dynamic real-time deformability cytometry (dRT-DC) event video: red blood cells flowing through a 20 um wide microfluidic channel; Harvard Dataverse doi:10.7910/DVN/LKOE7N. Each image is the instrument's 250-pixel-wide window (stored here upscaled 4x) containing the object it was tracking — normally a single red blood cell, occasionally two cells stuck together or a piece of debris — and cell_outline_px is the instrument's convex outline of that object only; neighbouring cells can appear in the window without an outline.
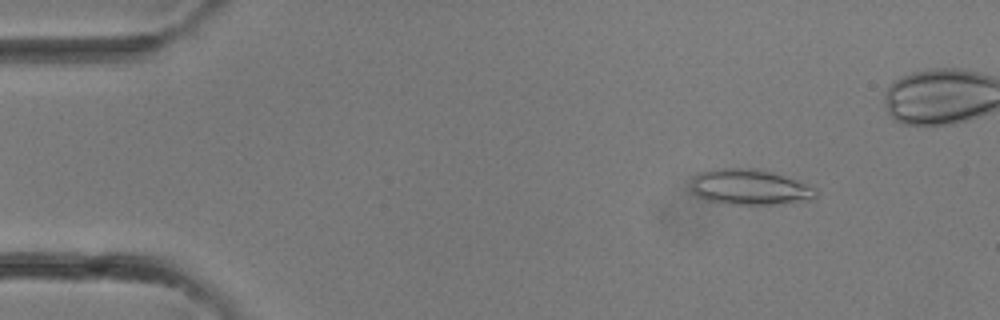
{"species": "common noctule bat (a hibernating species)", "species_latin": "Nyctalus noctula", "temperature_condition": "room temperature", "stored_images_in_passage": 34, "camera_frame_rate_fps": 3000, "um_per_image_px": 0.085, "animal": {"sex": "female"}, "frame": {"image": 1, "passage_image": 4, "time_ms": 1.0, "image_size_px": [1000, 320], "cell_outline_px": [[816, 196], [812, 200], [780, 204], [732, 204], [708, 200], [692, 192], [692, 180], [700, 172], [712, 168], [752, 168], [772, 172], [796, 180], [812, 188], [816, 192]], "centroid_in_image_um": [63.72, 15.9], "position_along_channel_um": 21.3, "area_um2": 25.55}}
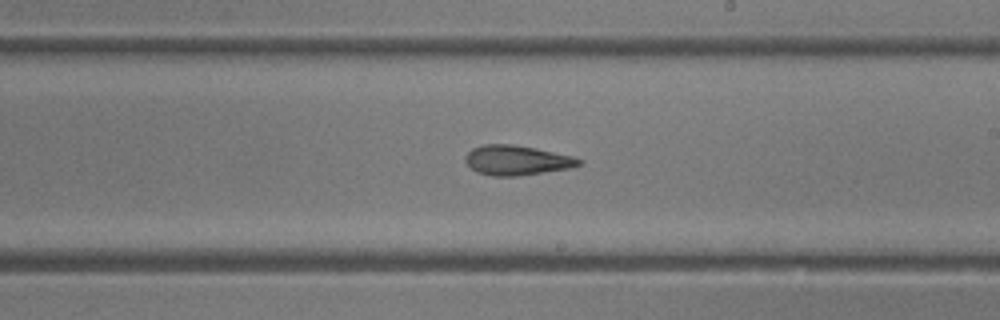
{"frame": {"image": 2, "passage_image": 19, "time_ms": 6.0, "image_size_px": [1000, 320], "cell_outline_px": [[584, 164], [572, 168], [516, 176], [492, 176], [476, 172], [464, 160], [464, 156], [472, 148], [484, 144], [512, 144], [536, 148], [572, 156], [584, 160]], "centroid_in_image_um": [43.95, 13.62], "position_along_channel_um": 245.1, "area_um2": 19.88}}
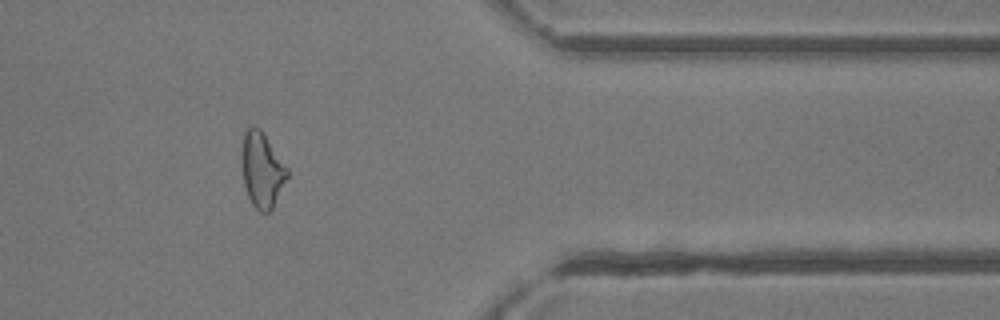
{"frame": {"image": 3, "passage_image": 27, "time_ms": 8.667, "image_size_px": [1000, 320], "cell_outline_px": [[288, 176], [272, 208], [268, 212], [260, 212], [252, 204], [248, 196], [244, 184], [240, 152], [244, 128], [252, 124], [260, 128], [264, 132], [288, 168]], "centroid_in_image_um": [22.24, 14.35], "position_along_channel_um": 389.2, "area_um2": 20.29}}